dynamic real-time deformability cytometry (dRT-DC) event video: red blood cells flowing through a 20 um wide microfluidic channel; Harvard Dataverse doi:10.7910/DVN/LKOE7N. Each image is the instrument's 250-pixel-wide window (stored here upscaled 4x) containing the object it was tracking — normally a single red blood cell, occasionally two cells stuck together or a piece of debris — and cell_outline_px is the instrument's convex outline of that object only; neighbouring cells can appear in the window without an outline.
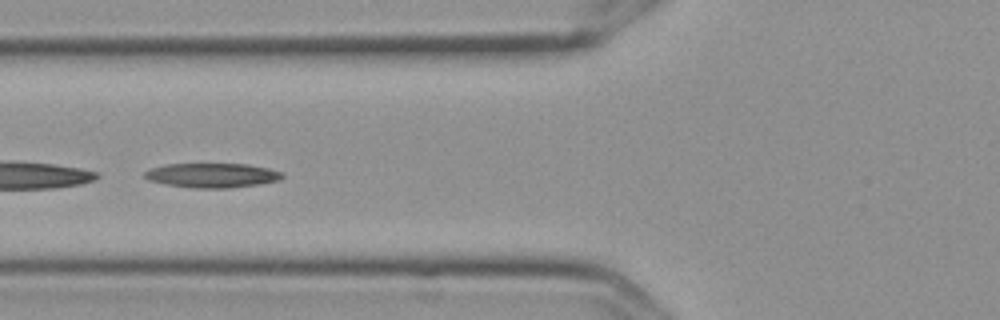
{"species": "Egyptian fruit bat (a non-hibernating species)", "species_latin": "Rousettus aegyptiacus", "temperature_condition": "cold", "stored_images_in_passage": 14, "camera_frame_rate_fps": 3000, "um_per_image_px": 0.085, "frame": {"image": 1, "passage_image": 5, "time_ms": 1.333, "image_size_px": [1000, 320], "cell_outline_px": [[284, 176], [280, 180], [260, 184], [228, 188], [192, 188], [164, 184], [148, 180], [144, 176], [144, 172], [152, 168], [168, 164], [248, 164], [268, 168], [284, 172]], "centroid_in_image_um": [18.06, 14.91], "position_along_channel_um": 107.7, "area_um2": 19.71}}
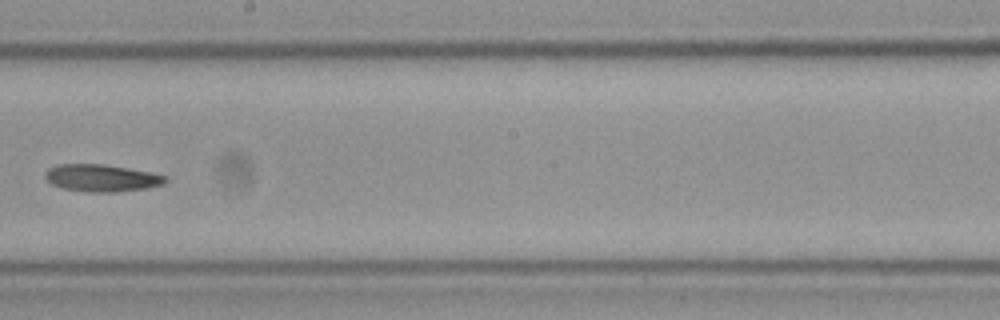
{"frame": {"image": 2, "passage_image": 8, "time_ms": 2.333, "image_size_px": [1000, 320], "cell_outline_px": [[168, 180], [164, 184], [144, 188], [116, 192], [84, 192], [60, 188], [52, 184], [44, 176], [44, 172], [48, 168], [60, 164], [104, 164], [148, 172], [168, 176]], "centroid_in_image_um": [8.6, 15.13], "position_along_channel_um": 239.6, "area_um2": 19.07}}
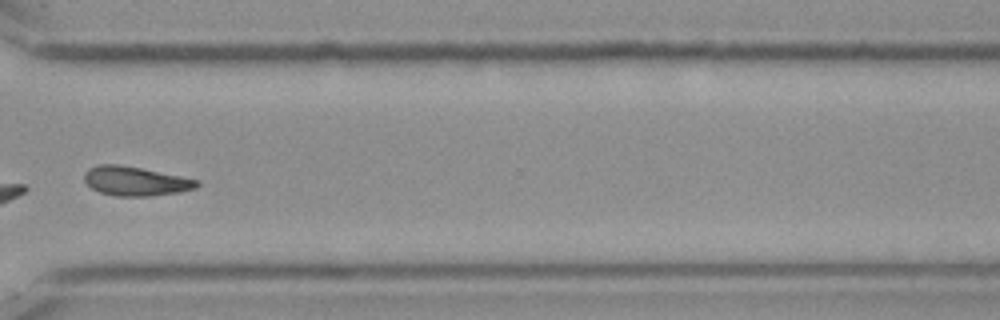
{"frame": {"image": 3, "passage_image": 11, "time_ms": 3.333, "image_size_px": [1000, 320], "cell_outline_px": [[200, 184], [196, 188], [180, 192], [148, 196], [116, 196], [100, 192], [92, 188], [84, 180], [84, 172], [88, 168], [96, 164], [120, 164], [200, 180]], "centroid_in_image_um": [11.5, 15.39], "position_along_channel_um": 359.1, "area_um2": 19.19}}